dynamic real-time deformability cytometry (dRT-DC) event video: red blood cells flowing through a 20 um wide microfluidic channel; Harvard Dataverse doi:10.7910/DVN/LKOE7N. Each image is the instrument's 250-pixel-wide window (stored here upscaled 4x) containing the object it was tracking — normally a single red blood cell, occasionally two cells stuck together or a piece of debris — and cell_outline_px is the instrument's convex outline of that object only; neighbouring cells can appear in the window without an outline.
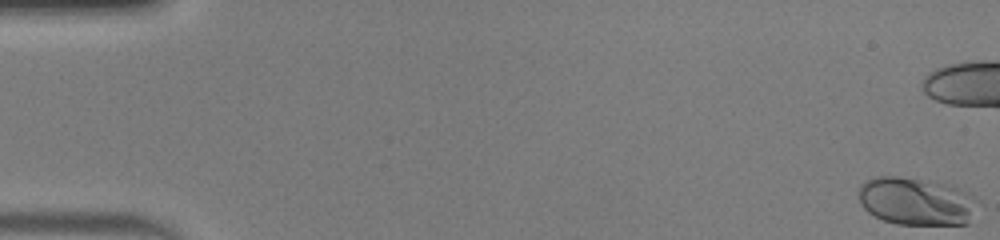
{"species": "human", "species_latin": "Homo sapiens", "temperature_condition": "warm", "stored_images_in_passage": 41, "camera_frame_rate_fps": 3000, "um_per_image_px": 0.085, "donor": {"sex": "male"}, "frame": {"image": 1, "passage_image": 1, "time_ms": 0.0, "image_size_px": [1000, 240], "cell_outline_px": [[980, 200], [968, 224], [896, 224], [884, 220], [868, 212], [860, 204], [860, 184], [864, 180], [876, 176], [896, 176], [944, 184], [968, 192]], "centroid_in_image_um": [77.88, 17.12], "position_along_channel_um": 7.1, "area_um2": 33.0}}
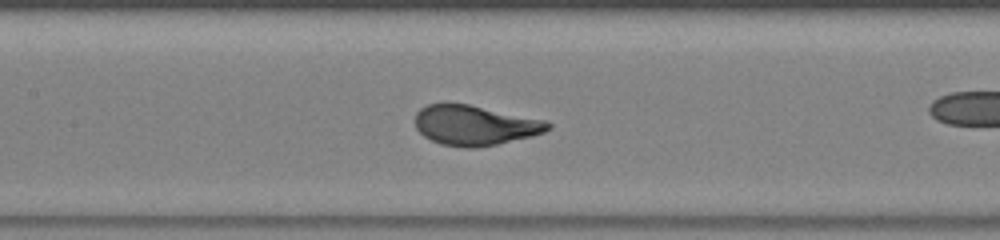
{"frame": {"image": 2, "passage_image": 25, "time_ms": 8.0, "image_size_px": [1000, 240], "cell_outline_px": [[552, 128], [544, 132], [532, 136], [496, 144], [476, 148], [468, 148], [440, 144], [424, 136], [416, 128], [416, 112], [420, 108], [428, 104], [468, 104], [548, 120], [552, 124]], "centroid_in_image_um": [40.4, 10.65], "position_along_channel_um": 167.0, "area_um2": 30.92}}
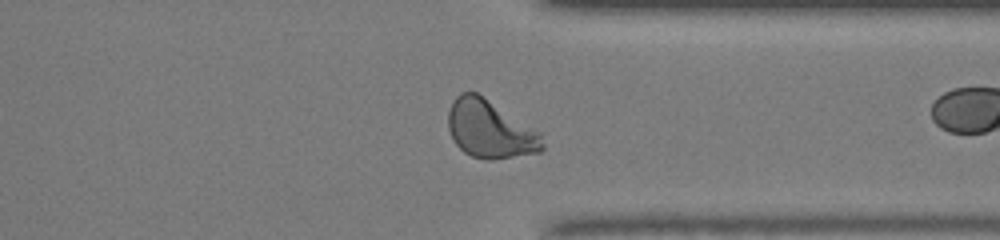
{"frame": {"image": 3, "passage_image": 40, "time_ms": 13.0, "image_size_px": [1000, 240], "cell_outline_px": [[544, 148], [540, 152], [492, 160], [488, 160], [472, 156], [464, 152], [452, 140], [448, 128], [448, 112], [452, 100], [460, 92], [476, 92], [544, 132]], "centroid_in_image_um": [41.7, 10.98], "position_along_channel_um": 369.7, "area_um2": 32.48}}